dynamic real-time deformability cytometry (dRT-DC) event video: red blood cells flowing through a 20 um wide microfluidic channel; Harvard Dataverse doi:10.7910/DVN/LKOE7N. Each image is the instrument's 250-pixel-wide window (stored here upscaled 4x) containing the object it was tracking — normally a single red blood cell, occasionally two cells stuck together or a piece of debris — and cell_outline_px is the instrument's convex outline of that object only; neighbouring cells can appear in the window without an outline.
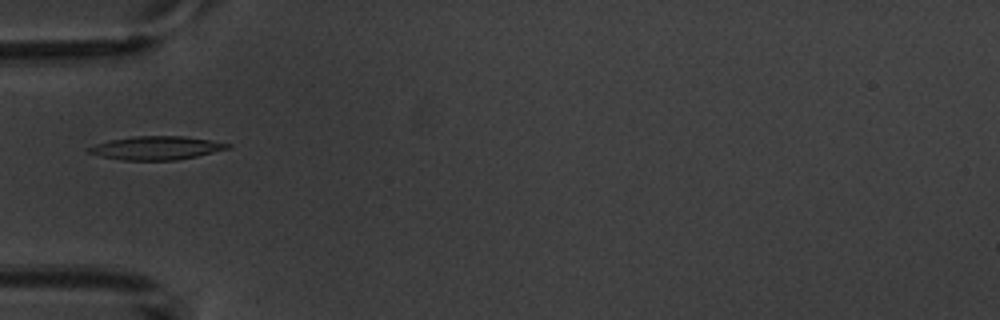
{"species": "common noctule bat (a hibernating species)", "species_latin": "Nyctalus noctula", "temperature_condition": "warm", "stored_images_in_passage": 1, "camera_frame_rate_fps": 3000, "um_per_image_px": 0.085, "animal": {"sex": "male", "body_mass_g": 20.1, "forearm_length_mm": 53.5}, "frame": {"image": 1, "passage_image": 1, "time_ms": 0.0, "image_size_px": [1000, 320], "cell_outline_px": [[232, 148], [196, 156], [176, 160], [124, 160], [100, 156], [88, 152], [84, 148], [108, 140], [136, 136], [184, 136], [212, 140], [232, 144]], "centroid_in_image_um": [13.3, 12.57], "position_along_channel_um": 71.7, "area_um2": 19.07}}